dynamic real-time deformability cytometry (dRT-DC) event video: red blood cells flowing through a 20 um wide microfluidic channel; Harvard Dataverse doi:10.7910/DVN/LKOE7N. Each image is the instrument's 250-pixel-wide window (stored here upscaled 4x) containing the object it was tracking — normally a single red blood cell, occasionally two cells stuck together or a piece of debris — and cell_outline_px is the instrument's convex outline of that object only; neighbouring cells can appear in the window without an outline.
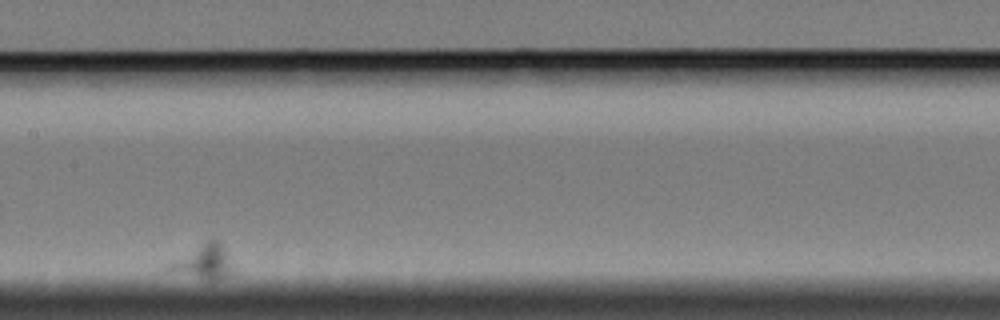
{"species": "Egyptian fruit bat (a non-hibernating species)", "species_latin": "Rousettus aegyptiacus", "temperature_condition": "cold", "stored_images_in_passage": 19, "segment_of_instrument_passage": [2, 2], "camera_frame_rate_fps": 3000, "um_per_image_px": 0.085, "animal": {"sex": "female"}, "frame": {"image": 1, "passage_image": 12, "time_ms": 14.0, "image_size_px": [1000, 320], "cell_outline_px": [[236, 272], [216, 280], [204, 280], [164, 272], [164, 268], [168, 264], [212, 236], [220, 240]], "centroid_in_image_um": [17.28, 22.27], "position_along_channel_um": 190.1, "area_um2": 13.41}}
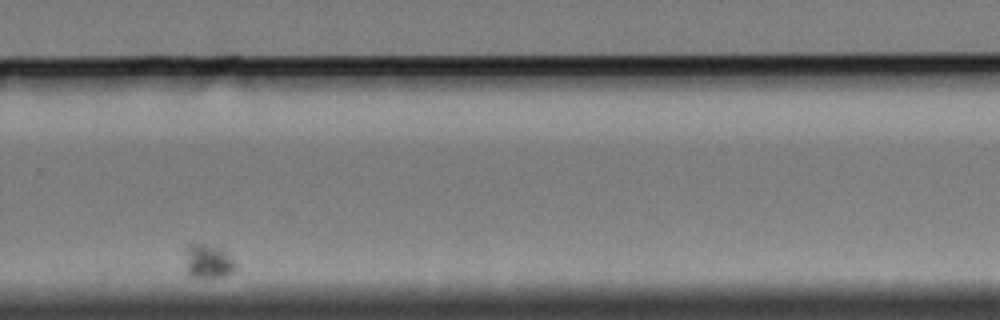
{"frame": {"image": 2, "passage_image": 17, "time_ms": 20.0, "image_size_px": [1000, 320], "cell_outline_px": [[236, 268], [232, 272], [224, 276], [188, 276], [184, 272], [184, 244], [204, 244], [220, 248], [236, 260]], "centroid_in_image_um": [17.61, 22.19], "position_along_channel_um": 312.2, "area_um2": 10.29}}
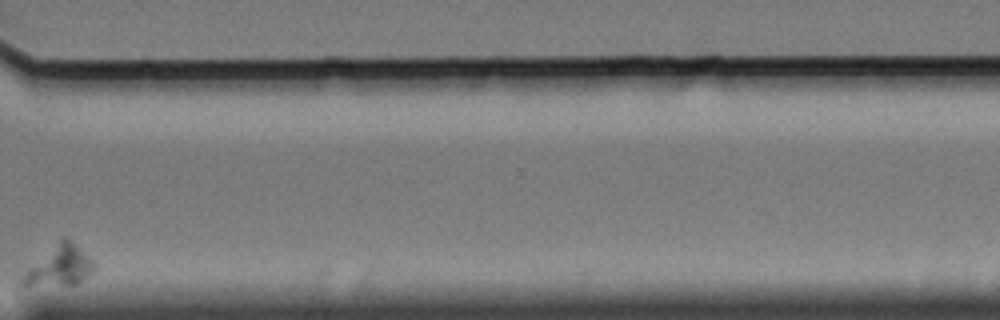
{"frame": {"image": 3, "passage_image": 19, "time_ms": 22.333, "image_size_px": [1000, 320], "cell_outline_px": [[96, 268], [92, 272], [76, 284], [24, 284], [20, 280], [64, 236], [92, 260], [96, 264]], "centroid_in_image_um": [5.18, 22.61], "position_along_channel_um": 365.4, "area_um2": 15.03}}